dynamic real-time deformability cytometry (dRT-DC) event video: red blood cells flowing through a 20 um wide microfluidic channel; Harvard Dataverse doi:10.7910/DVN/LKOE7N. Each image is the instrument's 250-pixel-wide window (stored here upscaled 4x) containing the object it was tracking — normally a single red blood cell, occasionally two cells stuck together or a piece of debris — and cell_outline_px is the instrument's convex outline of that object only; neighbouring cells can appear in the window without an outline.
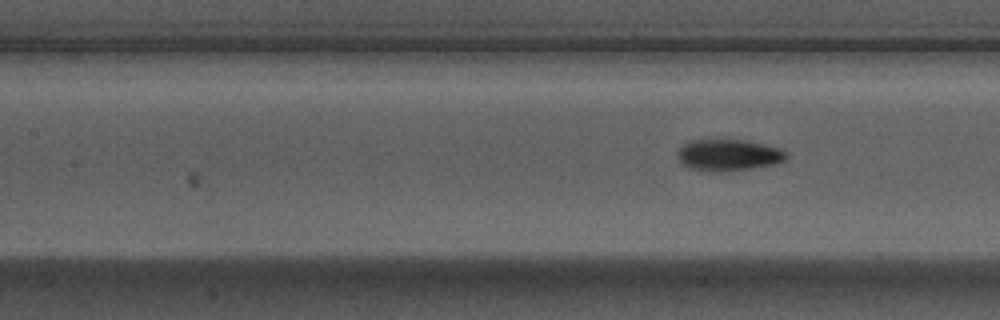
{"species": "Egyptian fruit bat (a non-hibernating species)", "species_latin": "Rousettus aegyptiacus", "temperature_condition": "warm", "stored_images_in_passage": 14, "camera_frame_rate_fps": 3000, "um_per_image_px": 0.085, "animal": {"sex": "male"}, "frame": {"image": 1, "passage_image": 14, "time_ms": 4.333, "image_size_px": [1000, 320], "cell_outline_px": [[788, 156], [784, 160], [772, 164], [752, 168], [724, 172], [712, 172], [688, 168], [676, 156], [676, 152], [688, 140], [748, 140], [780, 148], [788, 152]], "centroid_in_image_um": [61.91, 13.18], "position_along_channel_um": 145.5, "area_um2": 20.11}}